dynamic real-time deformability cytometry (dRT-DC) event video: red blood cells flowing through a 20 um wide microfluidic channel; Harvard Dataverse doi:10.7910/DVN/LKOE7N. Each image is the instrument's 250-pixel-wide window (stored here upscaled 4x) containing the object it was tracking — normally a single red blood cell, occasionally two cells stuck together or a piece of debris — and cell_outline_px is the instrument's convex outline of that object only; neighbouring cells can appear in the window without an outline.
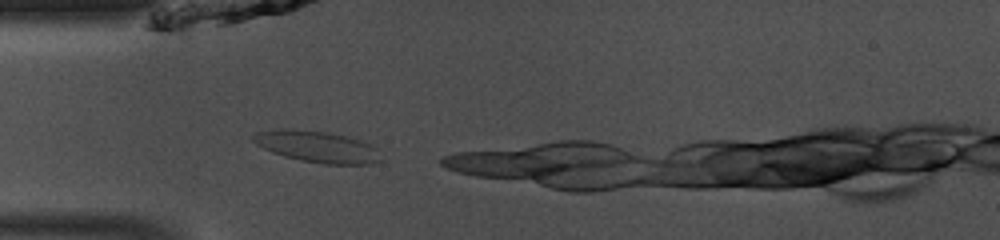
{"species": "common noctule bat (a hibernating species)", "species_latin": "Nyctalus noctula", "temperature_condition": "room temperature", "stored_images_in_passage": 4, "camera_frame_rate_fps": 3000, "um_per_image_px": 0.085, "animal": {"sex": "male", "body_mass_g": 13.0, "forearm_length_mm": 53.1}, "frame": {"image": 1, "passage_image": 1, "time_ms": 0.0, "image_size_px": [1000, 240], "cell_outline_px": [[384, 160], [368, 164], [324, 164], [300, 160], [284, 156], [272, 152], [256, 144], [252, 140], [252, 136], [256, 132], [280, 128], [288, 128], [328, 132], [360, 140], [376, 148]], "centroid_in_image_um": [26.94, 12.46], "position_along_channel_um": 58.1, "area_um2": 23.41}}